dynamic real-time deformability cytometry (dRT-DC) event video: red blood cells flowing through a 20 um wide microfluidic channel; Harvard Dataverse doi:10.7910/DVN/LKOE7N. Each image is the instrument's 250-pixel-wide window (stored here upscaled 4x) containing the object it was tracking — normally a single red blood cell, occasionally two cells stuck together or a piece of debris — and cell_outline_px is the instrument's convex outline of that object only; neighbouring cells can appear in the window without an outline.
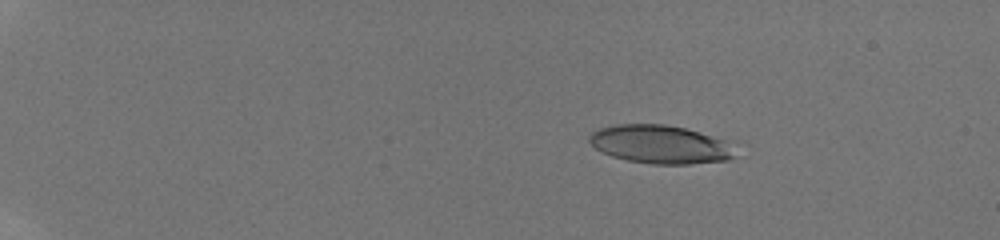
{"species": "human", "species_latin": "Homo sapiens", "temperature_condition": "room temperature", "stored_images_in_passage": 19, "camera_frame_rate_fps": 3000, "um_per_image_px": 0.085, "donor": {"sex": "male"}, "frame": {"image": 1, "passage_image": 1, "time_ms": 0.0, "image_size_px": [1000, 240], "cell_outline_px": [[736, 156], [728, 160], [688, 164], [652, 164], [628, 160], [612, 156], [596, 148], [588, 140], [588, 136], [592, 132], [600, 128], [612, 124], [664, 124], [684, 128], [724, 140]], "centroid_in_image_um": [56.06, 12.27], "position_along_channel_um": 28.9, "area_um2": 32.19}}